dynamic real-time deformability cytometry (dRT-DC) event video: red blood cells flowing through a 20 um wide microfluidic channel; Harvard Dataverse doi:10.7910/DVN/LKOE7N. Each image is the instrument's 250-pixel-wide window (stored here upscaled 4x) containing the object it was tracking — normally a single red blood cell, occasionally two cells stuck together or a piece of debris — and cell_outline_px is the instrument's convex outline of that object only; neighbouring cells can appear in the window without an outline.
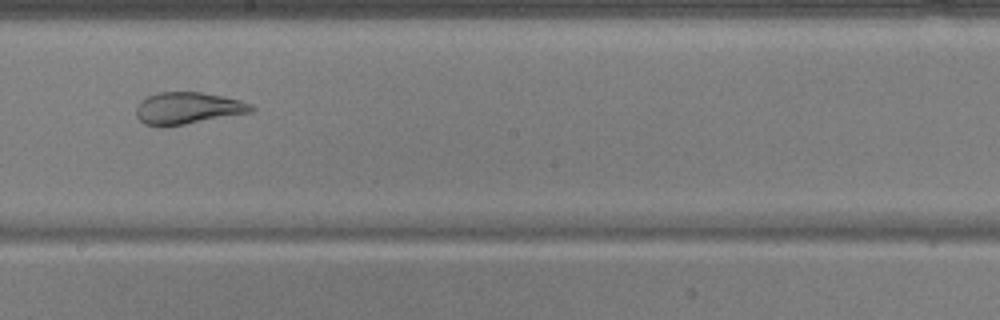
{"species": "common noctule bat (a hibernating species)", "species_latin": "Nyctalus noctula", "temperature_condition": "warm", "stored_images_in_passage": 50, "camera_frame_rate_fps": 3000, "um_per_image_px": 0.085, "animal": {"sex": "male", "body_mass_g": 17.9, "forearm_length_mm": 54.2}, "frame": {"image": 1, "passage_image": 27, "time_ms": 8.667, "image_size_px": [1000, 320], "cell_outline_px": [[256, 108], [252, 112], [164, 128], [160, 128], [144, 124], [136, 116], [136, 108], [140, 100], [156, 92], [200, 92], [224, 96], [240, 100], [252, 104]], "centroid_in_image_um": [15.94, 9.21], "position_along_channel_um": 232.3, "area_um2": 21.79}}
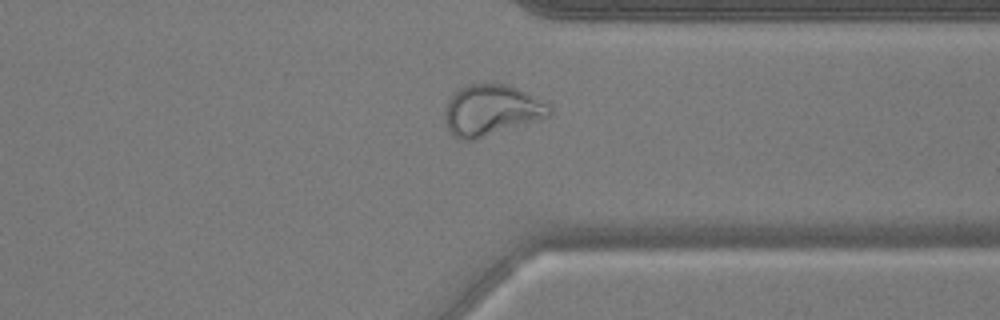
{"frame": {"image": 2, "passage_image": 38, "time_ms": 12.333, "image_size_px": [1000, 320], "cell_outline_px": [[552, 112], [548, 116], [476, 140], [460, 140], [448, 128], [444, 120], [444, 112], [448, 100], [460, 88], [468, 84], [508, 84], [548, 104]], "centroid_in_image_um": [41.72, 9.38], "position_along_channel_um": 369.7, "area_um2": 30.52}}
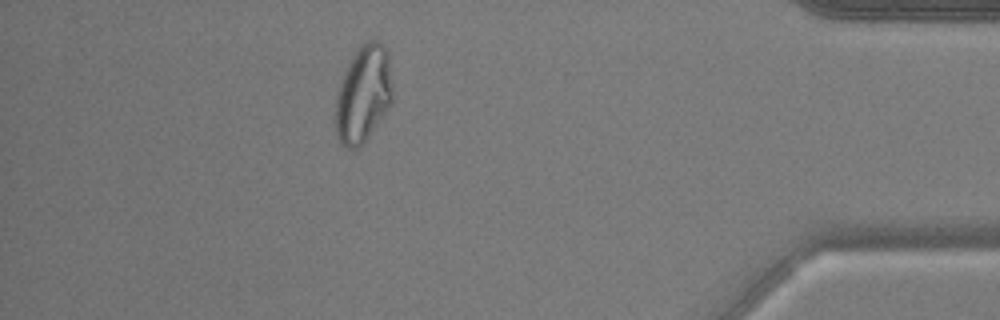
{"frame": {"image": 3, "passage_image": 44, "time_ms": 14.333, "image_size_px": [1000, 320], "cell_outline_px": [[392, 104], [364, 144], [356, 148], [348, 148], [340, 140], [336, 132], [336, 92], [344, 72], [352, 56], [368, 40], [376, 40], [388, 52], [392, 84]], "centroid_in_image_um": [30.9, 8.03], "position_along_channel_um": 404.3, "area_um2": 32.08}}